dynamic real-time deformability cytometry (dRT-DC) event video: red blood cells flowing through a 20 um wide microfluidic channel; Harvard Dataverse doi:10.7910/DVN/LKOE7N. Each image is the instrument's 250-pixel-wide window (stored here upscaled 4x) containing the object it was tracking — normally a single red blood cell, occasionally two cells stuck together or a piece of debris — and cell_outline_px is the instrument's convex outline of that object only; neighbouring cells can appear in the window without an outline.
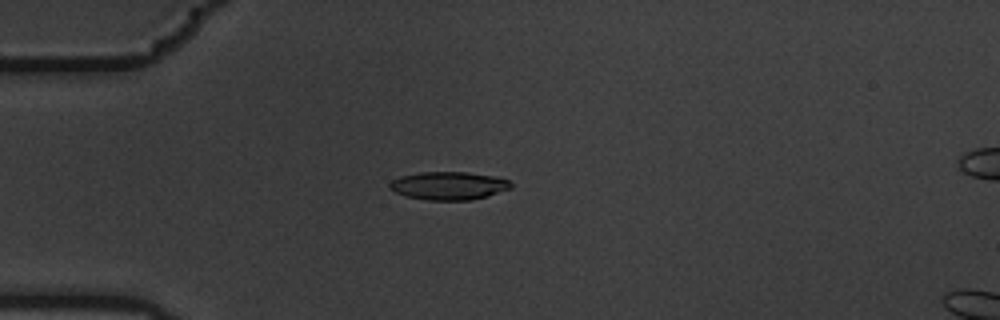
{"species": "common noctule bat (a hibernating species)", "species_latin": "Nyctalus noctula", "temperature_condition": "warm", "stored_images_in_passage": 6, "camera_frame_rate_fps": 3000, "um_per_image_px": 0.085, "animal": {"sex": "male", "body_mass_g": 19.5, "forearm_length_mm": 54.6}, "frame": {"image": 1, "passage_image": 4, "time_ms": 1.0, "image_size_px": [1000, 320], "cell_outline_px": [[512, 188], [488, 196], [472, 200], [428, 200], [404, 196], [388, 188], [388, 184], [392, 180], [400, 176], [420, 172], [468, 172], [492, 176], [508, 180], [512, 184]], "centroid_in_image_um": [38.12, 15.79], "position_along_channel_um": 46.9, "area_um2": 19.94}}
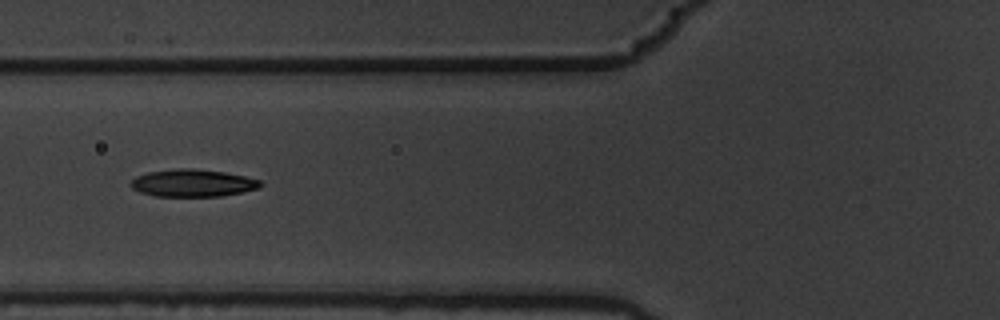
{"frame": {"image": 2, "passage_image": 6, "time_ms": 1.667, "image_size_px": [1000, 320], "cell_outline_px": [[264, 184], [260, 188], [220, 196], [156, 196], [140, 192], [132, 188], [128, 184], [136, 176], [148, 172], [176, 168], [192, 168], [224, 172], [244, 176], [260, 180]], "centroid_in_image_um": [16.37, 15.55], "position_along_channel_um": 109.4, "area_um2": 20.69}}